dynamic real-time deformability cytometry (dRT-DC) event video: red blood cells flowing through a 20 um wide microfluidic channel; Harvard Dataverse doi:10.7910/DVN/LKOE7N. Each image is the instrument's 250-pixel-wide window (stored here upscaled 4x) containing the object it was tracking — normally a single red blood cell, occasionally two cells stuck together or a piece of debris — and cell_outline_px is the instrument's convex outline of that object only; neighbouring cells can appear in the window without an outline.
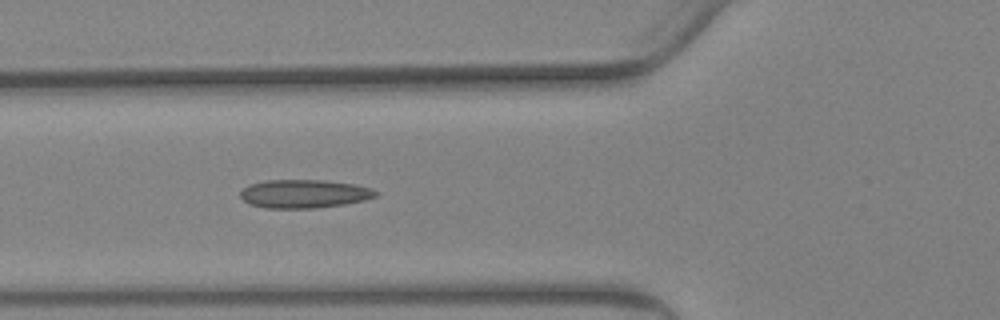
{"species": "Egyptian fruit bat (a non-hibernating species)", "species_latin": "Rousettus aegyptiacus", "temperature_condition": "warm", "stored_images_in_passage": 61, "camera_frame_rate_fps": 3000, "um_per_image_px": 0.085, "animal": {"sex": "female"}, "frame": {"image": 1, "passage_image": 23, "time_ms": 7.333, "image_size_px": [1000, 320], "cell_outline_px": [[380, 192], [376, 196], [364, 200], [344, 204], [316, 208], [264, 208], [248, 204], [240, 196], [240, 192], [248, 184], [268, 180], [324, 180], [352, 184], [372, 188]], "centroid_in_image_um": [25.84, 16.47], "position_along_channel_um": 100.0, "area_um2": 22.48}}
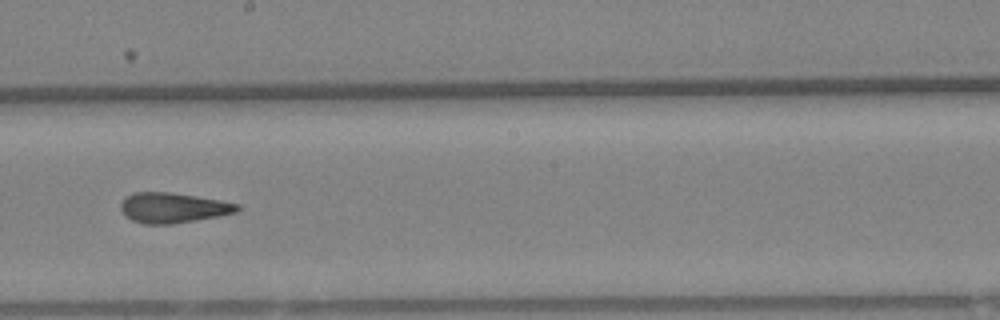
{"frame": {"image": 2, "passage_image": 35, "time_ms": 11.333, "image_size_px": [1000, 320], "cell_outline_px": [[240, 208], [236, 212], [220, 216], [172, 224], [144, 224], [132, 220], [124, 216], [120, 208], [120, 204], [132, 192], [168, 192], [220, 200], [240, 204]], "centroid_in_image_um": [14.7, 17.67], "position_along_channel_um": 233.5, "area_um2": 20.46}}
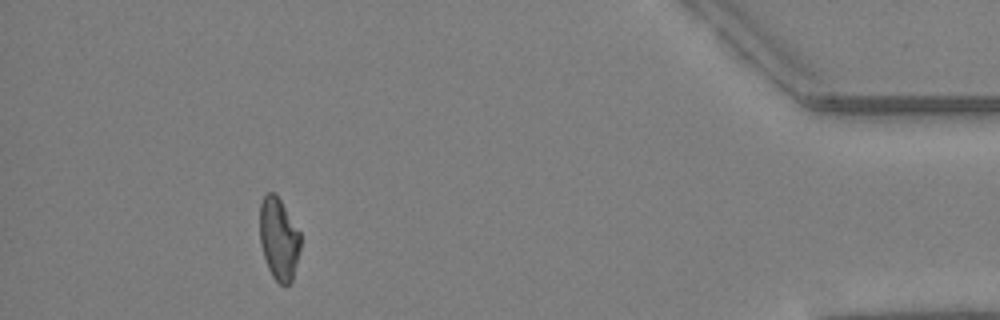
{"frame": {"image": 3, "passage_image": 56, "time_ms": 18.333, "image_size_px": [1000, 320], "cell_outline_px": [[300, 248], [292, 280], [288, 284], [280, 284], [272, 276], [268, 268], [260, 244], [260, 204], [264, 196], [268, 192], [272, 192], [280, 200], [300, 232]], "centroid_in_image_um": [23.69, 20.31], "position_along_channel_um": 411.5, "area_um2": 19.19}, "authors_computed_cell_mechanics": {"area_um2": 21.1548, "velocity_mm_per_s": 3.3514, "shape_relaxation_time_tau1_ms": null, "shape_relaxation_time_tau2_ms": 2.8965, "deformation_change_tau1": null, "deformation_change_tau2": 0.1119}}